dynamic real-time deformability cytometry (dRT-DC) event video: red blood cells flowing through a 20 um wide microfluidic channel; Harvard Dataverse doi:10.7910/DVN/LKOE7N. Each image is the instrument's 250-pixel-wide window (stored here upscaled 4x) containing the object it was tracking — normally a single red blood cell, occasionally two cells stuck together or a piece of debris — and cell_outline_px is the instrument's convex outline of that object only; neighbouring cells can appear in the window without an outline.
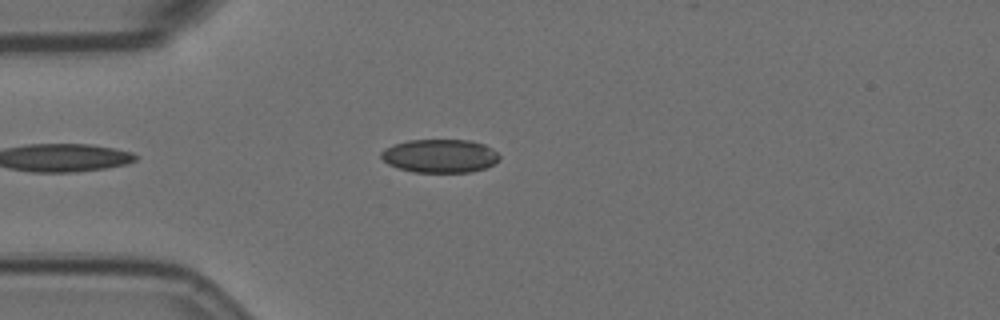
{"species": "Egyptian fruit bat (a non-hibernating species)", "species_latin": "Rousettus aegyptiacus", "temperature_condition": "room temperature", "stored_images_in_passage": 3, "camera_frame_rate_fps": 3000, "um_per_image_px": 0.085, "animal": {"sex": "female"}, "frame": {"image": 1, "passage_image": 3, "time_ms": 3.333, "image_size_px": [1000, 320], "cell_outline_px": [[500, 160], [484, 168], [472, 172], [412, 172], [388, 164], [380, 156], [380, 152], [384, 148], [392, 144], [408, 140], [472, 140], [484, 144], [492, 148], [500, 156]], "centroid_in_image_um": [37.38, 13.24], "position_along_channel_um": 47.6, "area_um2": 23.18}}